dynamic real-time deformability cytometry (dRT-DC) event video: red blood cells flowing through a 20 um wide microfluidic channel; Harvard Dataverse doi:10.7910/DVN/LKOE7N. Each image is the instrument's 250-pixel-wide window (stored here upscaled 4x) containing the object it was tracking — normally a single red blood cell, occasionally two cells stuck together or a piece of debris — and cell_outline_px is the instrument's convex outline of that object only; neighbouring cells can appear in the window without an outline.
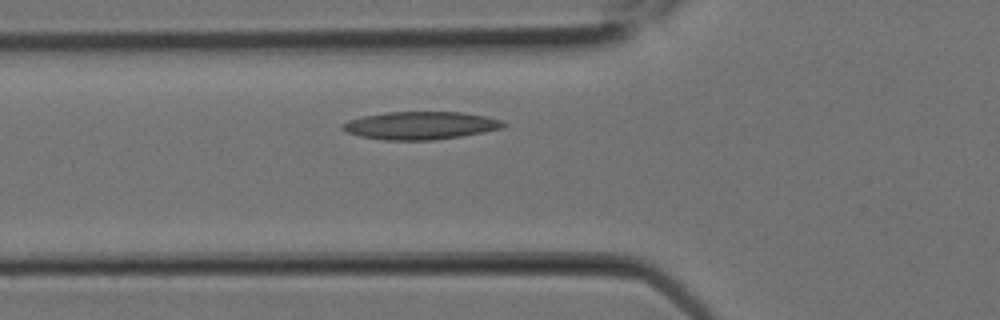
{"species": "Egyptian fruit bat (a non-hibernating species)", "species_latin": "Rousettus aegyptiacus", "temperature_condition": "room temperature", "stored_images_in_passage": 5, "camera_frame_rate_fps": 3000, "um_per_image_px": 0.085, "animal": {"sex": "female"}, "frame": {"image": 1, "passage_image": 5, "time_ms": 1.333, "image_size_px": [1000, 320], "cell_outline_px": [[508, 124], [504, 128], [484, 132], [460, 136], [432, 140], [384, 140], [360, 136], [348, 132], [340, 128], [340, 124], [348, 120], [364, 116], [384, 112], [464, 112], [504, 120]], "centroid_in_image_um": [35.76, 10.66], "position_along_channel_um": 90.0, "area_um2": 26.24}}